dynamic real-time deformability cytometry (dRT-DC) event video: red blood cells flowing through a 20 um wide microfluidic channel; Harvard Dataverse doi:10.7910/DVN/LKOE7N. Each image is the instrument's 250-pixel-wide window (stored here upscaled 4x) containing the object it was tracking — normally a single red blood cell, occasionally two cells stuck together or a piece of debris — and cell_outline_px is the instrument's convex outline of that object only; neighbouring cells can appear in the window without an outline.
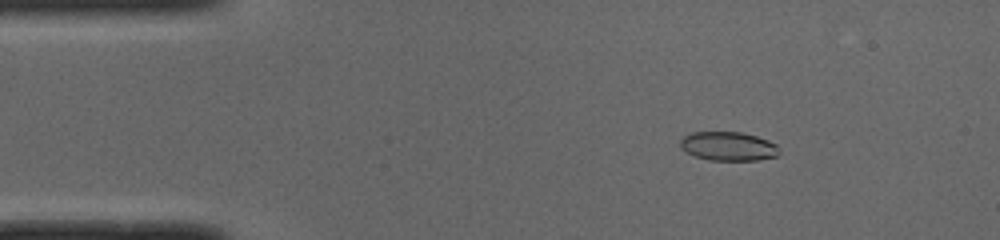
{"species": "common noctule bat (a hibernating species)", "species_latin": "Nyctalus noctula", "temperature_condition": "cold", "stored_images_in_passage": 39, "camera_frame_rate_fps": 3000, "um_per_image_px": 0.085, "animal": {"sex": "male", "body_mass_g": 19.0, "forearm_length_mm": 50.8}, "frame": {"image": 1, "passage_image": 7, "time_ms": 2.0, "image_size_px": [1000, 240], "cell_outline_px": [[780, 152], [776, 156], [756, 160], [712, 160], [696, 156], [680, 148], [680, 140], [684, 136], [692, 132], [740, 132], [756, 136], [768, 140], [776, 144]], "centroid_in_image_um": [61.91, 12.42], "position_along_channel_um": 23.1, "area_um2": 16.53}}
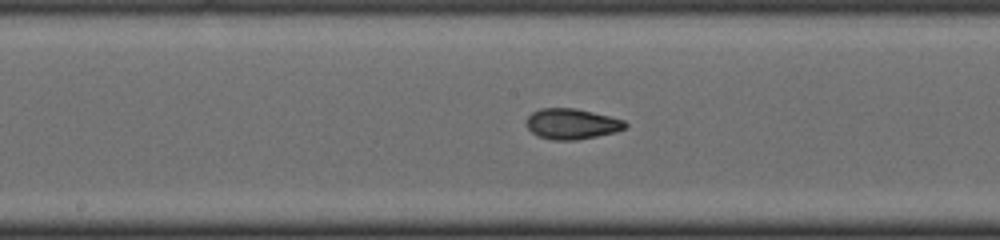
{"frame": {"image": 2, "passage_image": 25, "time_ms": 8.0, "image_size_px": [1000, 240], "cell_outline_px": [[628, 124], [624, 128], [616, 132], [576, 140], [552, 140], [536, 136], [528, 128], [524, 120], [532, 112], [540, 108], [576, 108], [624, 120]], "centroid_in_image_um": [48.55, 10.53], "position_along_channel_um": 199.6, "area_um2": 17.69}}
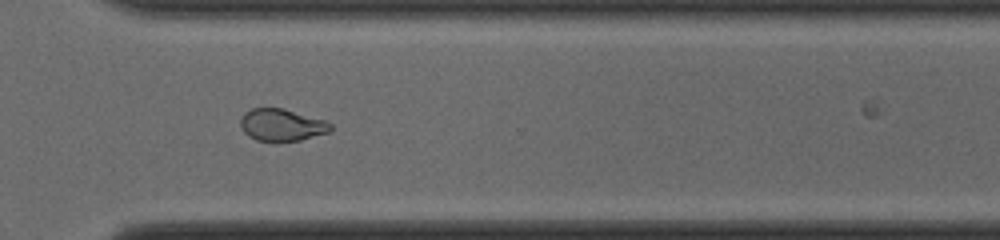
{"frame": {"image": 3, "passage_image": 36, "time_ms": 11.667, "image_size_px": [1000, 240], "cell_outline_px": [[332, 128], [328, 132], [300, 140], [256, 140], [248, 136], [244, 132], [240, 124], [240, 120], [244, 112], [252, 108], [284, 108], [328, 120], [332, 124]], "centroid_in_image_um": [23.97, 10.59], "position_along_channel_um": 346.6, "area_um2": 16.88}}